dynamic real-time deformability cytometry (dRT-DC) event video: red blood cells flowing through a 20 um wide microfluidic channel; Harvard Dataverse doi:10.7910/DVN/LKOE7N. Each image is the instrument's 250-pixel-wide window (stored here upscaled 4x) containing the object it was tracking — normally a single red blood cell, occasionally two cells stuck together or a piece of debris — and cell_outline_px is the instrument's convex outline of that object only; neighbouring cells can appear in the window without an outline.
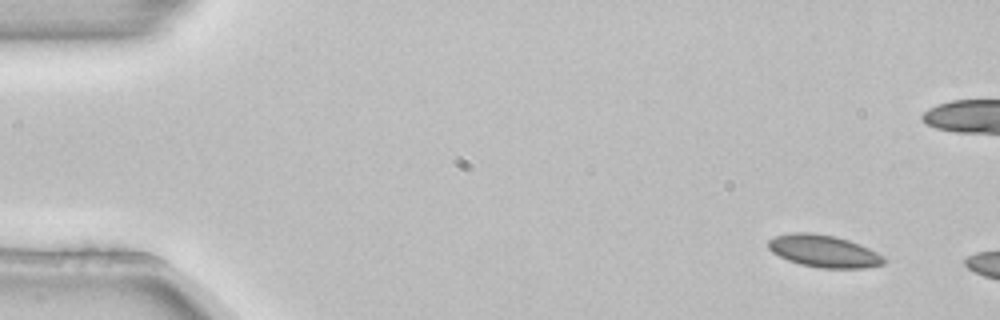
{"species": "common noctule bat (a hibernating species)", "species_latin": "Nyctalus noctula", "temperature_condition": "room temperature", "stored_images_in_passage": 2, "camera_frame_rate_fps": 3000, "um_per_image_px": 0.085, "animal": {"sex": "female", "body_mass_g": 22.7, "forearm_length_mm": 54.2}, "frame": {"image": 1, "passage_image": 1, "time_ms": 0.0, "image_size_px": [1000, 320], "cell_outline_px": [[884, 264], [864, 268], [820, 268], [800, 264], [788, 260], [772, 252], [768, 248], [768, 240], [776, 236], [788, 232], [812, 232], [836, 236], [860, 244], [884, 256]], "centroid_in_image_um": [70.0, 21.33], "position_along_channel_um": 15.0, "area_um2": 21.79}}